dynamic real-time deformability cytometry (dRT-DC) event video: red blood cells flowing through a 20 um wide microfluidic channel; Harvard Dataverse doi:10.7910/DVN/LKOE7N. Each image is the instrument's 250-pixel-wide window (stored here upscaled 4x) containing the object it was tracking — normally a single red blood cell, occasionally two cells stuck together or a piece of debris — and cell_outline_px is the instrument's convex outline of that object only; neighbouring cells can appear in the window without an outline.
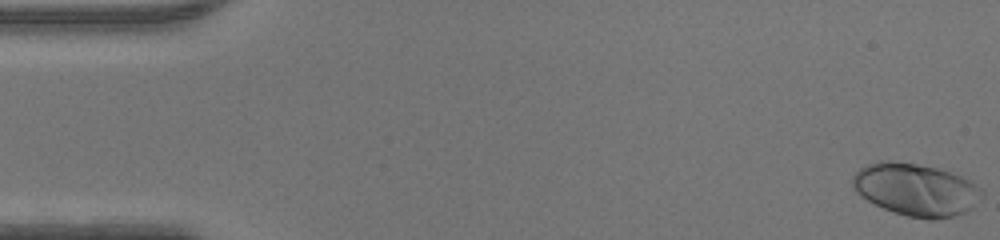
{"species": "human", "species_latin": "Homo sapiens", "temperature_condition": "warm", "stored_images_in_passage": 48, "camera_frame_rate_fps": 3000, "um_per_image_px": 0.085, "donor": {"sex": "male"}, "frame": {"image": 1, "passage_image": 1, "time_ms": 0.0, "image_size_px": [1000, 240], "cell_outline_px": [[984, 192], [972, 208], [964, 212], [952, 216], [936, 220], [928, 220], [908, 216], [884, 208], [860, 196], [852, 188], [852, 176], [860, 168], [868, 164], [880, 160], [888, 160], [916, 164], [936, 168], [960, 176], [976, 184]], "centroid_in_image_um": [77.82, 16.12], "position_along_channel_um": 7.2, "area_um2": 39.25}}
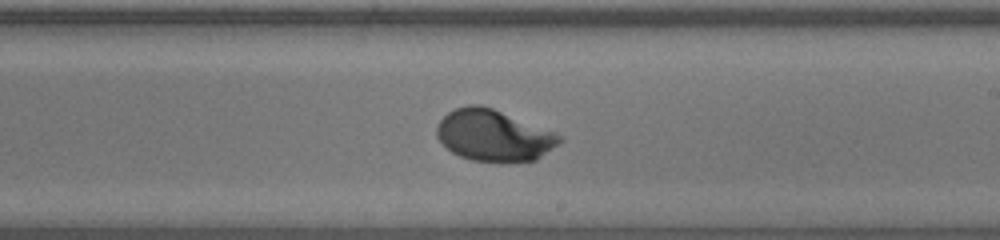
{"frame": {"image": 2, "passage_image": 28, "time_ms": 9.0, "image_size_px": [1000, 240], "cell_outline_px": [[564, 140], [536, 160], [500, 164], [472, 160], [460, 156], [452, 152], [436, 136], [436, 128], [440, 120], [448, 112], [456, 108], [468, 104], [480, 104], [492, 108], [556, 132], [564, 136]], "centroid_in_image_um": [42.0, 11.53], "position_along_channel_um": 247.0, "area_um2": 37.22}}
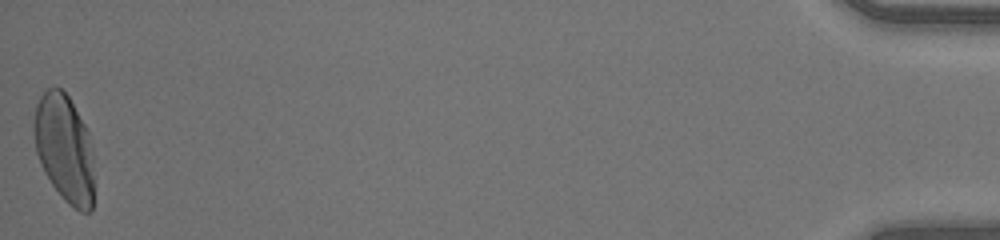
{"frame": {"image": 3, "passage_image": 48, "time_ms": 15.667, "image_size_px": [1000, 240], "cell_outline_px": [[92, 212], [80, 212], [68, 204], [64, 200], [52, 184], [44, 172], [40, 164], [36, 152], [32, 128], [32, 124], [36, 104], [40, 96], [48, 88], [60, 88], [68, 96], [84, 124], [88, 132], [92, 148]], "centroid_in_image_um": [5.44, 12.61], "position_along_channel_um": 429.8, "area_um2": 37.74}}